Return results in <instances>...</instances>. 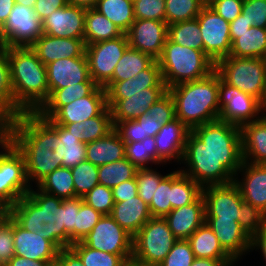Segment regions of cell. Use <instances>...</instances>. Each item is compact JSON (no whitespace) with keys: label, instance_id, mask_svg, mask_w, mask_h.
Masks as SVG:
<instances>
[{"label":"cell","instance_id":"obj_44","mask_svg":"<svg viewBox=\"0 0 266 266\" xmlns=\"http://www.w3.org/2000/svg\"><path fill=\"white\" fill-rule=\"evenodd\" d=\"M125 158L137 169L150 168L145 166L149 162L160 164L157 161L155 137H147L143 141L125 143Z\"/></svg>","mask_w":266,"mask_h":266},{"label":"cell","instance_id":"obj_77","mask_svg":"<svg viewBox=\"0 0 266 266\" xmlns=\"http://www.w3.org/2000/svg\"><path fill=\"white\" fill-rule=\"evenodd\" d=\"M132 266H142V265H139V264L134 263V262L132 261Z\"/></svg>","mask_w":266,"mask_h":266},{"label":"cell","instance_id":"obj_51","mask_svg":"<svg viewBox=\"0 0 266 266\" xmlns=\"http://www.w3.org/2000/svg\"><path fill=\"white\" fill-rule=\"evenodd\" d=\"M14 256L13 218L6 212L0 217V266H6Z\"/></svg>","mask_w":266,"mask_h":266},{"label":"cell","instance_id":"obj_19","mask_svg":"<svg viewBox=\"0 0 266 266\" xmlns=\"http://www.w3.org/2000/svg\"><path fill=\"white\" fill-rule=\"evenodd\" d=\"M86 8L67 4L42 21L43 34L61 38H84Z\"/></svg>","mask_w":266,"mask_h":266},{"label":"cell","instance_id":"obj_39","mask_svg":"<svg viewBox=\"0 0 266 266\" xmlns=\"http://www.w3.org/2000/svg\"><path fill=\"white\" fill-rule=\"evenodd\" d=\"M202 194V188L180 170L171 173V207H183L194 202Z\"/></svg>","mask_w":266,"mask_h":266},{"label":"cell","instance_id":"obj_78","mask_svg":"<svg viewBox=\"0 0 266 266\" xmlns=\"http://www.w3.org/2000/svg\"><path fill=\"white\" fill-rule=\"evenodd\" d=\"M126 266H132V261L128 262Z\"/></svg>","mask_w":266,"mask_h":266},{"label":"cell","instance_id":"obj_12","mask_svg":"<svg viewBox=\"0 0 266 266\" xmlns=\"http://www.w3.org/2000/svg\"><path fill=\"white\" fill-rule=\"evenodd\" d=\"M219 120L241 127L263 115L262 103L238 88L224 83L219 77ZM259 112H261L260 116ZM253 118V119H252ZM256 118V119H255Z\"/></svg>","mask_w":266,"mask_h":266},{"label":"cell","instance_id":"obj_50","mask_svg":"<svg viewBox=\"0 0 266 266\" xmlns=\"http://www.w3.org/2000/svg\"><path fill=\"white\" fill-rule=\"evenodd\" d=\"M171 173L167 174L159 183L153 194L149 210L152 217L164 218L172 210L171 207Z\"/></svg>","mask_w":266,"mask_h":266},{"label":"cell","instance_id":"obj_11","mask_svg":"<svg viewBox=\"0 0 266 266\" xmlns=\"http://www.w3.org/2000/svg\"><path fill=\"white\" fill-rule=\"evenodd\" d=\"M128 48L126 33L114 39L86 45L89 73L98 86L103 87L112 78L114 68Z\"/></svg>","mask_w":266,"mask_h":266},{"label":"cell","instance_id":"obj_25","mask_svg":"<svg viewBox=\"0 0 266 266\" xmlns=\"http://www.w3.org/2000/svg\"><path fill=\"white\" fill-rule=\"evenodd\" d=\"M164 219L177 239L187 240L205 222L203 195L189 205L172 209Z\"/></svg>","mask_w":266,"mask_h":266},{"label":"cell","instance_id":"obj_48","mask_svg":"<svg viewBox=\"0 0 266 266\" xmlns=\"http://www.w3.org/2000/svg\"><path fill=\"white\" fill-rule=\"evenodd\" d=\"M74 180L75 197L84 198L97 184L99 173L98 166L89 161H83L77 166L71 167Z\"/></svg>","mask_w":266,"mask_h":266},{"label":"cell","instance_id":"obj_17","mask_svg":"<svg viewBox=\"0 0 266 266\" xmlns=\"http://www.w3.org/2000/svg\"><path fill=\"white\" fill-rule=\"evenodd\" d=\"M167 92V87H151L133 95H125V99H107V107L111 111L112 122L141 118L147 113L151 105Z\"/></svg>","mask_w":266,"mask_h":266},{"label":"cell","instance_id":"obj_41","mask_svg":"<svg viewBox=\"0 0 266 266\" xmlns=\"http://www.w3.org/2000/svg\"><path fill=\"white\" fill-rule=\"evenodd\" d=\"M167 38L181 46L204 51V44L197 19L168 25Z\"/></svg>","mask_w":266,"mask_h":266},{"label":"cell","instance_id":"obj_7","mask_svg":"<svg viewBox=\"0 0 266 266\" xmlns=\"http://www.w3.org/2000/svg\"><path fill=\"white\" fill-rule=\"evenodd\" d=\"M176 241L167 221L152 217L133 237L132 261L142 266H158Z\"/></svg>","mask_w":266,"mask_h":266},{"label":"cell","instance_id":"obj_36","mask_svg":"<svg viewBox=\"0 0 266 266\" xmlns=\"http://www.w3.org/2000/svg\"><path fill=\"white\" fill-rule=\"evenodd\" d=\"M59 125H62L69 133L77 135L78 140L85 144L105 137L114 129L111 111L108 107L100 115L89 118L85 122Z\"/></svg>","mask_w":266,"mask_h":266},{"label":"cell","instance_id":"obj_68","mask_svg":"<svg viewBox=\"0 0 266 266\" xmlns=\"http://www.w3.org/2000/svg\"><path fill=\"white\" fill-rule=\"evenodd\" d=\"M14 0H0V29L4 26L14 7Z\"/></svg>","mask_w":266,"mask_h":266},{"label":"cell","instance_id":"obj_34","mask_svg":"<svg viewBox=\"0 0 266 266\" xmlns=\"http://www.w3.org/2000/svg\"><path fill=\"white\" fill-rule=\"evenodd\" d=\"M195 258L235 261L220 245L215 233L204 222L188 239Z\"/></svg>","mask_w":266,"mask_h":266},{"label":"cell","instance_id":"obj_73","mask_svg":"<svg viewBox=\"0 0 266 266\" xmlns=\"http://www.w3.org/2000/svg\"><path fill=\"white\" fill-rule=\"evenodd\" d=\"M48 266H66V265L57 257L55 260L50 261Z\"/></svg>","mask_w":266,"mask_h":266},{"label":"cell","instance_id":"obj_13","mask_svg":"<svg viewBox=\"0 0 266 266\" xmlns=\"http://www.w3.org/2000/svg\"><path fill=\"white\" fill-rule=\"evenodd\" d=\"M196 19L199 23L205 54L214 63L229 56L232 44L229 22L208 4L203 6Z\"/></svg>","mask_w":266,"mask_h":266},{"label":"cell","instance_id":"obj_74","mask_svg":"<svg viewBox=\"0 0 266 266\" xmlns=\"http://www.w3.org/2000/svg\"><path fill=\"white\" fill-rule=\"evenodd\" d=\"M7 212V209L0 203V217Z\"/></svg>","mask_w":266,"mask_h":266},{"label":"cell","instance_id":"obj_57","mask_svg":"<svg viewBox=\"0 0 266 266\" xmlns=\"http://www.w3.org/2000/svg\"><path fill=\"white\" fill-rule=\"evenodd\" d=\"M135 19L165 21V0H133Z\"/></svg>","mask_w":266,"mask_h":266},{"label":"cell","instance_id":"obj_46","mask_svg":"<svg viewBox=\"0 0 266 266\" xmlns=\"http://www.w3.org/2000/svg\"><path fill=\"white\" fill-rule=\"evenodd\" d=\"M205 4L203 0H165V22L170 25L196 19Z\"/></svg>","mask_w":266,"mask_h":266},{"label":"cell","instance_id":"obj_79","mask_svg":"<svg viewBox=\"0 0 266 266\" xmlns=\"http://www.w3.org/2000/svg\"><path fill=\"white\" fill-rule=\"evenodd\" d=\"M206 4H208L211 0H203Z\"/></svg>","mask_w":266,"mask_h":266},{"label":"cell","instance_id":"obj_9","mask_svg":"<svg viewBox=\"0 0 266 266\" xmlns=\"http://www.w3.org/2000/svg\"><path fill=\"white\" fill-rule=\"evenodd\" d=\"M82 242L92 249L120 255L127 263L132 261L133 237L110 215H103Z\"/></svg>","mask_w":266,"mask_h":266},{"label":"cell","instance_id":"obj_62","mask_svg":"<svg viewBox=\"0 0 266 266\" xmlns=\"http://www.w3.org/2000/svg\"><path fill=\"white\" fill-rule=\"evenodd\" d=\"M68 4L67 0H36L34 12L43 21L52 12Z\"/></svg>","mask_w":266,"mask_h":266},{"label":"cell","instance_id":"obj_43","mask_svg":"<svg viewBox=\"0 0 266 266\" xmlns=\"http://www.w3.org/2000/svg\"><path fill=\"white\" fill-rule=\"evenodd\" d=\"M137 171L138 169L127 158H124L120 161L98 166V182L112 189L135 178Z\"/></svg>","mask_w":266,"mask_h":266},{"label":"cell","instance_id":"obj_28","mask_svg":"<svg viewBox=\"0 0 266 266\" xmlns=\"http://www.w3.org/2000/svg\"><path fill=\"white\" fill-rule=\"evenodd\" d=\"M240 129L243 161L266 164V114L242 125Z\"/></svg>","mask_w":266,"mask_h":266},{"label":"cell","instance_id":"obj_29","mask_svg":"<svg viewBox=\"0 0 266 266\" xmlns=\"http://www.w3.org/2000/svg\"><path fill=\"white\" fill-rule=\"evenodd\" d=\"M151 87H166L157 60L148 69L137 73L134 78L115 82L106 91L107 99H125V95H133Z\"/></svg>","mask_w":266,"mask_h":266},{"label":"cell","instance_id":"obj_71","mask_svg":"<svg viewBox=\"0 0 266 266\" xmlns=\"http://www.w3.org/2000/svg\"><path fill=\"white\" fill-rule=\"evenodd\" d=\"M98 0H67L68 4L88 8H94Z\"/></svg>","mask_w":266,"mask_h":266},{"label":"cell","instance_id":"obj_37","mask_svg":"<svg viewBox=\"0 0 266 266\" xmlns=\"http://www.w3.org/2000/svg\"><path fill=\"white\" fill-rule=\"evenodd\" d=\"M122 34V31L103 14L94 8L86 9L84 22L85 45L114 39Z\"/></svg>","mask_w":266,"mask_h":266},{"label":"cell","instance_id":"obj_47","mask_svg":"<svg viewBox=\"0 0 266 266\" xmlns=\"http://www.w3.org/2000/svg\"><path fill=\"white\" fill-rule=\"evenodd\" d=\"M58 137L62 141V167L71 168L86 160V144L80 142L77 135L58 124Z\"/></svg>","mask_w":266,"mask_h":266},{"label":"cell","instance_id":"obj_72","mask_svg":"<svg viewBox=\"0 0 266 266\" xmlns=\"http://www.w3.org/2000/svg\"><path fill=\"white\" fill-rule=\"evenodd\" d=\"M16 4L23 5L34 9L36 0H14Z\"/></svg>","mask_w":266,"mask_h":266},{"label":"cell","instance_id":"obj_18","mask_svg":"<svg viewBox=\"0 0 266 266\" xmlns=\"http://www.w3.org/2000/svg\"><path fill=\"white\" fill-rule=\"evenodd\" d=\"M106 108V90L98 86L90 95L62 106L50 119L55 124L81 123L100 115Z\"/></svg>","mask_w":266,"mask_h":266},{"label":"cell","instance_id":"obj_70","mask_svg":"<svg viewBox=\"0 0 266 266\" xmlns=\"http://www.w3.org/2000/svg\"><path fill=\"white\" fill-rule=\"evenodd\" d=\"M235 261H220L208 258H195L191 266H231Z\"/></svg>","mask_w":266,"mask_h":266},{"label":"cell","instance_id":"obj_64","mask_svg":"<svg viewBox=\"0 0 266 266\" xmlns=\"http://www.w3.org/2000/svg\"><path fill=\"white\" fill-rule=\"evenodd\" d=\"M136 120L141 125L142 141L147 137H155L162 127V125L156 122L148 113H145L141 118Z\"/></svg>","mask_w":266,"mask_h":266},{"label":"cell","instance_id":"obj_35","mask_svg":"<svg viewBox=\"0 0 266 266\" xmlns=\"http://www.w3.org/2000/svg\"><path fill=\"white\" fill-rule=\"evenodd\" d=\"M155 61L152 56L129 47L114 68L112 78L103 88L107 91L115 82L134 78L137 73L148 69Z\"/></svg>","mask_w":266,"mask_h":266},{"label":"cell","instance_id":"obj_16","mask_svg":"<svg viewBox=\"0 0 266 266\" xmlns=\"http://www.w3.org/2000/svg\"><path fill=\"white\" fill-rule=\"evenodd\" d=\"M168 34L165 21L135 19L126 32L129 47L152 56L157 60L163 51Z\"/></svg>","mask_w":266,"mask_h":266},{"label":"cell","instance_id":"obj_32","mask_svg":"<svg viewBox=\"0 0 266 266\" xmlns=\"http://www.w3.org/2000/svg\"><path fill=\"white\" fill-rule=\"evenodd\" d=\"M23 112L13 97L7 47L0 45V125L4 127Z\"/></svg>","mask_w":266,"mask_h":266},{"label":"cell","instance_id":"obj_61","mask_svg":"<svg viewBox=\"0 0 266 266\" xmlns=\"http://www.w3.org/2000/svg\"><path fill=\"white\" fill-rule=\"evenodd\" d=\"M114 130L124 143L142 141L141 125L137 120L112 122Z\"/></svg>","mask_w":266,"mask_h":266},{"label":"cell","instance_id":"obj_30","mask_svg":"<svg viewBox=\"0 0 266 266\" xmlns=\"http://www.w3.org/2000/svg\"><path fill=\"white\" fill-rule=\"evenodd\" d=\"M229 56L266 59V28L251 26L243 32H230Z\"/></svg>","mask_w":266,"mask_h":266},{"label":"cell","instance_id":"obj_4","mask_svg":"<svg viewBox=\"0 0 266 266\" xmlns=\"http://www.w3.org/2000/svg\"><path fill=\"white\" fill-rule=\"evenodd\" d=\"M175 104V116L191 130L219 120V75L209 76L168 88Z\"/></svg>","mask_w":266,"mask_h":266},{"label":"cell","instance_id":"obj_52","mask_svg":"<svg viewBox=\"0 0 266 266\" xmlns=\"http://www.w3.org/2000/svg\"><path fill=\"white\" fill-rule=\"evenodd\" d=\"M165 176L166 175L163 176L151 168L138 169L135 177L138 188L137 194L146 204L150 205L154 192Z\"/></svg>","mask_w":266,"mask_h":266},{"label":"cell","instance_id":"obj_56","mask_svg":"<svg viewBox=\"0 0 266 266\" xmlns=\"http://www.w3.org/2000/svg\"><path fill=\"white\" fill-rule=\"evenodd\" d=\"M195 256L186 239H177L170 252L158 266H191Z\"/></svg>","mask_w":266,"mask_h":266},{"label":"cell","instance_id":"obj_65","mask_svg":"<svg viewBox=\"0 0 266 266\" xmlns=\"http://www.w3.org/2000/svg\"><path fill=\"white\" fill-rule=\"evenodd\" d=\"M58 258L66 266H84L80 257L70 247L59 250Z\"/></svg>","mask_w":266,"mask_h":266},{"label":"cell","instance_id":"obj_14","mask_svg":"<svg viewBox=\"0 0 266 266\" xmlns=\"http://www.w3.org/2000/svg\"><path fill=\"white\" fill-rule=\"evenodd\" d=\"M30 189L27 195L39 206L40 224L38 233L50 240L59 250L65 248V226L63 224L62 199L41 191Z\"/></svg>","mask_w":266,"mask_h":266},{"label":"cell","instance_id":"obj_2","mask_svg":"<svg viewBox=\"0 0 266 266\" xmlns=\"http://www.w3.org/2000/svg\"><path fill=\"white\" fill-rule=\"evenodd\" d=\"M3 135L23 154L29 184L35 179L38 185L62 167V141L58 137V124L51 119H44L36 112H23L3 127Z\"/></svg>","mask_w":266,"mask_h":266},{"label":"cell","instance_id":"obj_33","mask_svg":"<svg viewBox=\"0 0 266 266\" xmlns=\"http://www.w3.org/2000/svg\"><path fill=\"white\" fill-rule=\"evenodd\" d=\"M98 85L95 82H80L62 89H55L36 111L42 118L50 119L62 106L90 95Z\"/></svg>","mask_w":266,"mask_h":266},{"label":"cell","instance_id":"obj_42","mask_svg":"<svg viewBox=\"0 0 266 266\" xmlns=\"http://www.w3.org/2000/svg\"><path fill=\"white\" fill-rule=\"evenodd\" d=\"M7 212L26 231L39 232L43 229V224H40L39 206L27 194L9 207Z\"/></svg>","mask_w":266,"mask_h":266},{"label":"cell","instance_id":"obj_59","mask_svg":"<svg viewBox=\"0 0 266 266\" xmlns=\"http://www.w3.org/2000/svg\"><path fill=\"white\" fill-rule=\"evenodd\" d=\"M241 14L251 26L266 28V0H244Z\"/></svg>","mask_w":266,"mask_h":266},{"label":"cell","instance_id":"obj_1","mask_svg":"<svg viewBox=\"0 0 266 266\" xmlns=\"http://www.w3.org/2000/svg\"><path fill=\"white\" fill-rule=\"evenodd\" d=\"M183 160L189 169L180 171L201 188L234 182L243 162L240 127L216 120L193 128Z\"/></svg>","mask_w":266,"mask_h":266},{"label":"cell","instance_id":"obj_69","mask_svg":"<svg viewBox=\"0 0 266 266\" xmlns=\"http://www.w3.org/2000/svg\"><path fill=\"white\" fill-rule=\"evenodd\" d=\"M229 25L230 32H243L251 27L250 22L242 14L230 22Z\"/></svg>","mask_w":266,"mask_h":266},{"label":"cell","instance_id":"obj_8","mask_svg":"<svg viewBox=\"0 0 266 266\" xmlns=\"http://www.w3.org/2000/svg\"><path fill=\"white\" fill-rule=\"evenodd\" d=\"M0 203L8 209L31 189L26 176L25 158L5 136L0 137Z\"/></svg>","mask_w":266,"mask_h":266},{"label":"cell","instance_id":"obj_53","mask_svg":"<svg viewBox=\"0 0 266 266\" xmlns=\"http://www.w3.org/2000/svg\"><path fill=\"white\" fill-rule=\"evenodd\" d=\"M83 200L102 215H110L113 210L114 200L112 189L104 185L97 184L85 195Z\"/></svg>","mask_w":266,"mask_h":266},{"label":"cell","instance_id":"obj_27","mask_svg":"<svg viewBox=\"0 0 266 266\" xmlns=\"http://www.w3.org/2000/svg\"><path fill=\"white\" fill-rule=\"evenodd\" d=\"M110 216L132 237L152 218L149 205L138 195L123 202H114Z\"/></svg>","mask_w":266,"mask_h":266},{"label":"cell","instance_id":"obj_23","mask_svg":"<svg viewBox=\"0 0 266 266\" xmlns=\"http://www.w3.org/2000/svg\"><path fill=\"white\" fill-rule=\"evenodd\" d=\"M15 255L30 260L50 262L58 257L59 249L38 232L26 231L13 220Z\"/></svg>","mask_w":266,"mask_h":266},{"label":"cell","instance_id":"obj_76","mask_svg":"<svg viewBox=\"0 0 266 266\" xmlns=\"http://www.w3.org/2000/svg\"><path fill=\"white\" fill-rule=\"evenodd\" d=\"M3 135V126L0 125V137Z\"/></svg>","mask_w":266,"mask_h":266},{"label":"cell","instance_id":"obj_21","mask_svg":"<svg viewBox=\"0 0 266 266\" xmlns=\"http://www.w3.org/2000/svg\"><path fill=\"white\" fill-rule=\"evenodd\" d=\"M191 129L178 118L164 124L155 136L157 161L162 164L171 158L182 161L186 140Z\"/></svg>","mask_w":266,"mask_h":266},{"label":"cell","instance_id":"obj_75","mask_svg":"<svg viewBox=\"0 0 266 266\" xmlns=\"http://www.w3.org/2000/svg\"><path fill=\"white\" fill-rule=\"evenodd\" d=\"M262 106H263V110L266 112V94H265L264 100L262 102Z\"/></svg>","mask_w":266,"mask_h":266},{"label":"cell","instance_id":"obj_58","mask_svg":"<svg viewBox=\"0 0 266 266\" xmlns=\"http://www.w3.org/2000/svg\"><path fill=\"white\" fill-rule=\"evenodd\" d=\"M147 113L162 126L171 122L176 118L173 97L169 92H167L156 103L151 105V107L147 110Z\"/></svg>","mask_w":266,"mask_h":266},{"label":"cell","instance_id":"obj_5","mask_svg":"<svg viewBox=\"0 0 266 266\" xmlns=\"http://www.w3.org/2000/svg\"><path fill=\"white\" fill-rule=\"evenodd\" d=\"M157 61L167 88L203 79L215 71V63L204 51L181 46L168 38Z\"/></svg>","mask_w":266,"mask_h":266},{"label":"cell","instance_id":"obj_63","mask_svg":"<svg viewBox=\"0 0 266 266\" xmlns=\"http://www.w3.org/2000/svg\"><path fill=\"white\" fill-rule=\"evenodd\" d=\"M136 178L125 181L118 186L112 188L114 202H123L124 199H129L137 196Z\"/></svg>","mask_w":266,"mask_h":266},{"label":"cell","instance_id":"obj_38","mask_svg":"<svg viewBox=\"0 0 266 266\" xmlns=\"http://www.w3.org/2000/svg\"><path fill=\"white\" fill-rule=\"evenodd\" d=\"M94 9L126 33L135 20L133 0H98Z\"/></svg>","mask_w":266,"mask_h":266},{"label":"cell","instance_id":"obj_45","mask_svg":"<svg viewBox=\"0 0 266 266\" xmlns=\"http://www.w3.org/2000/svg\"><path fill=\"white\" fill-rule=\"evenodd\" d=\"M70 248L80 257L84 266L127 265V262L120 255L92 249L82 241L74 242Z\"/></svg>","mask_w":266,"mask_h":266},{"label":"cell","instance_id":"obj_67","mask_svg":"<svg viewBox=\"0 0 266 266\" xmlns=\"http://www.w3.org/2000/svg\"><path fill=\"white\" fill-rule=\"evenodd\" d=\"M258 247L266 261V226L251 238V250Z\"/></svg>","mask_w":266,"mask_h":266},{"label":"cell","instance_id":"obj_6","mask_svg":"<svg viewBox=\"0 0 266 266\" xmlns=\"http://www.w3.org/2000/svg\"><path fill=\"white\" fill-rule=\"evenodd\" d=\"M215 72L224 83L263 102L266 94V59L227 56L215 63Z\"/></svg>","mask_w":266,"mask_h":266},{"label":"cell","instance_id":"obj_60","mask_svg":"<svg viewBox=\"0 0 266 266\" xmlns=\"http://www.w3.org/2000/svg\"><path fill=\"white\" fill-rule=\"evenodd\" d=\"M244 0H211L208 5L227 22H232L242 12Z\"/></svg>","mask_w":266,"mask_h":266},{"label":"cell","instance_id":"obj_26","mask_svg":"<svg viewBox=\"0 0 266 266\" xmlns=\"http://www.w3.org/2000/svg\"><path fill=\"white\" fill-rule=\"evenodd\" d=\"M223 249L235 260L251 249V238L234 220L205 218Z\"/></svg>","mask_w":266,"mask_h":266},{"label":"cell","instance_id":"obj_20","mask_svg":"<svg viewBox=\"0 0 266 266\" xmlns=\"http://www.w3.org/2000/svg\"><path fill=\"white\" fill-rule=\"evenodd\" d=\"M49 92L80 82H94L89 73L86 54L82 57L64 58L46 65Z\"/></svg>","mask_w":266,"mask_h":266},{"label":"cell","instance_id":"obj_66","mask_svg":"<svg viewBox=\"0 0 266 266\" xmlns=\"http://www.w3.org/2000/svg\"><path fill=\"white\" fill-rule=\"evenodd\" d=\"M49 262L42 260H30L22 256L15 255L6 266H48Z\"/></svg>","mask_w":266,"mask_h":266},{"label":"cell","instance_id":"obj_49","mask_svg":"<svg viewBox=\"0 0 266 266\" xmlns=\"http://www.w3.org/2000/svg\"><path fill=\"white\" fill-rule=\"evenodd\" d=\"M238 223L246 234L252 238L266 226V213L260 208H256L243 201L240 207Z\"/></svg>","mask_w":266,"mask_h":266},{"label":"cell","instance_id":"obj_40","mask_svg":"<svg viewBox=\"0 0 266 266\" xmlns=\"http://www.w3.org/2000/svg\"><path fill=\"white\" fill-rule=\"evenodd\" d=\"M41 191L60 199L75 197L74 180L71 168L59 167L44 178L37 186Z\"/></svg>","mask_w":266,"mask_h":266},{"label":"cell","instance_id":"obj_31","mask_svg":"<svg viewBox=\"0 0 266 266\" xmlns=\"http://www.w3.org/2000/svg\"><path fill=\"white\" fill-rule=\"evenodd\" d=\"M125 158V143L113 129L105 137L86 143V161L96 166Z\"/></svg>","mask_w":266,"mask_h":266},{"label":"cell","instance_id":"obj_3","mask_svg":"<svg viewBox=\"0 0 266 266\" xmlns=\"http://www.w3.org/2000/svg\"><path fill=\"white\" fill-rule=\"evenodd\" d=\"M15 103L36 112L50 96L47 69L31 47H7Z\"/></svg>","mask_w":266,"mask_h":266},{"label":"cell","instance_id":"obj_22","mask_svg":"<svg viewBox=\"0 0 266 266\" xmlns=\"http://www.w3.org/2000/svg\"><path fill=\"white\" fill-rule=\"evenodd\" d=\"M31 48L46 66L66 57H82L85 54L86 45L84 38H61L42 34Z\"/></svg>","mask_w":266,"mask_h":266},{"label":"cell","instance_id":"obj_15","mask_svg":"<svg viewBox=\"0 0 266 266\" xmlns=\"http://www.w3.org/2000/svg\"><path fill=\"white\" fill-rule=\"evenodd\" d=\"M202 195L205 200V218H220L238 222L243 198L234 182L206 186L202 188Z\"/></svg>","mask_w":266,"mask_h":266},{"label":"cell","instance_id":"obj_10","mask_svg":"<svg viewBox=\"0 0 266 266\" xmlns=\"http://www.w3.org/2000/svg\"><path fill=\"white\" fill-rule=\"evenodd\" d=\"M42 34V21L34 9L15 3L8 20L0 29V45L31 47Z\"/></svg>","mask_w":266,"mask_h":266},{"label":"cell","instance_id":"obj_54","mask_svg":"<svg viewBox=\"0 0 266 266\" xmlns=\"http://www.w3.org/2000/svg\"><path fill=\"white\" fill-rule=\"evenodd\" d=\"M83 198L74 197L63 199V224L65 226V248H69L75 242V225L77 214Z\"/></svg>","mask_w":266,"mask_h":266},{"label":"cell","instance_id":"obj_24","mask_svg":"<svg viewBox=\"0 0 266 266\" xmlns=\"http://www.w3.org/2000/svg\"><path fill=\"white\" fill-rule=\"evenodd\" d=\"M241 170L245 175L244 179L241 182L235 177L234 183L239 188L243 201L266 213V164L243 161L239 173Z\"/></svg>","mask_w":266,"mask_h":266},{"label":"cell","instance_id":"obj_55","mask_svg":"<svg viewBox=\"0 0 266 266\" xmlns=\"http://www.w3.org/2000/svg\"><path fill=\"white\" fill-rule=\"evenodd\" d=\"M103 215L84 201L80 205L75 225V242L82 239L93 229Z\"/></svg>","mask_w":266,"mask_h":266}]
</instances>
